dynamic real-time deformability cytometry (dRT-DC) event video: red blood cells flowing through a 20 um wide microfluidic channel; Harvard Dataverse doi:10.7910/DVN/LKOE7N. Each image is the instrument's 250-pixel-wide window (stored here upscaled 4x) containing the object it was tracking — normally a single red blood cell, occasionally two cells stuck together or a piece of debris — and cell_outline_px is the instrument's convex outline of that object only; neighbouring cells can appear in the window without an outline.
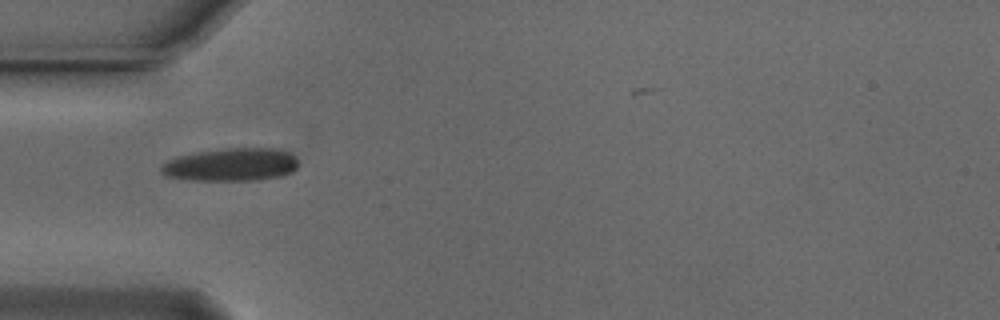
{"species": "Egyptian fruit bat (a non-hibernating species)", "species_latin": "Rousettus aegyptiacus", "temperature_condition": "cold", "stored_images_in_passage": 4, "camera_frame_rate_fps": 3000, "um_per_image_px": 0.085, "animal": {"sex": "male"}, "frame": {"image": 1, "passage_image": 1, "time_ms": 0.0, "image_size_px": [1000, 320], "cell_outline_px": [[296, 168], [292, 172], [280, 176], [256, 180], [188, 180], [168, 176], [160, 172], [160, 168], [168, 160], [176, 156], [196, 152], [224, 148], [280, 148], [296, 156]], "centroid_in_image_um": [19.65, 13.98], "position_along_channel_um": 65.4, "area_um2": 26.41}}
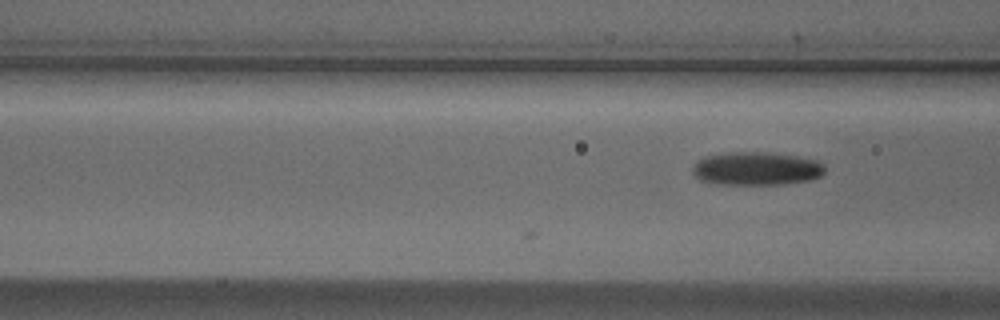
{"frame": {"image": 2, "passage_image": 4, "time_ms": 1.0, "image_size_px": [1000, 320], "cell_outline_px": [[824, 172], [820, 176], [808, 180], [780, 184], [720, 184], [700, 180], [692, 172], [692, 168], [696, 160], [704, 156], [732, 152], [764, 152], [796, 156], [816, 160], [824, 164]], "centroid_in_image_um": [64.26, 14.32], "position_along_channel_um": 102.3, "area_um2": 25.55}}